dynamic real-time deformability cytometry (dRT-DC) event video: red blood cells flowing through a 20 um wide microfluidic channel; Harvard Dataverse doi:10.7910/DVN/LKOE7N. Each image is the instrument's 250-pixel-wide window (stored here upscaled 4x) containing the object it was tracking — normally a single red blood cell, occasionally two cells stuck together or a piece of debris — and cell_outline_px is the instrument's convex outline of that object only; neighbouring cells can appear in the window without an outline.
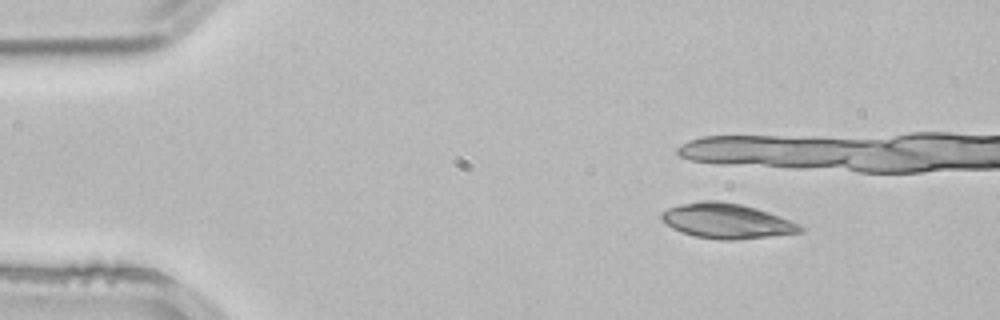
{"species": "common noctule bat (a hibernating species)", "species_latin": "Nyctalus noctula", "temperature_condition": "room temperature", "stored_images_in_passage": 4, "camera_frame_rate_fps": 3000, "um_per_image_px": 0.085, "animal": {"sex": "male", "body_mass_g": 21.5, "forearm_length_mm": 52.0}, "frame": {"image": 1, "passage_image": 1, "time_ms": 0.0, "image_size_px": [1000, 320], "cell_outline_px": [[804, 232], [736, 240], [720, 240], [696, 236], [680, 232], [672, 228], [660, 216], [660, 212], [668, 208], [680, 204], [700, 200], [720, 200], [740, 204], [756, 208], [768, 212], [788, 220], [804, 228]], "centroid_in_image_um": [61.73, 18.77], "position_along_channel_um": 23.3, "area_um2": 28.15}}